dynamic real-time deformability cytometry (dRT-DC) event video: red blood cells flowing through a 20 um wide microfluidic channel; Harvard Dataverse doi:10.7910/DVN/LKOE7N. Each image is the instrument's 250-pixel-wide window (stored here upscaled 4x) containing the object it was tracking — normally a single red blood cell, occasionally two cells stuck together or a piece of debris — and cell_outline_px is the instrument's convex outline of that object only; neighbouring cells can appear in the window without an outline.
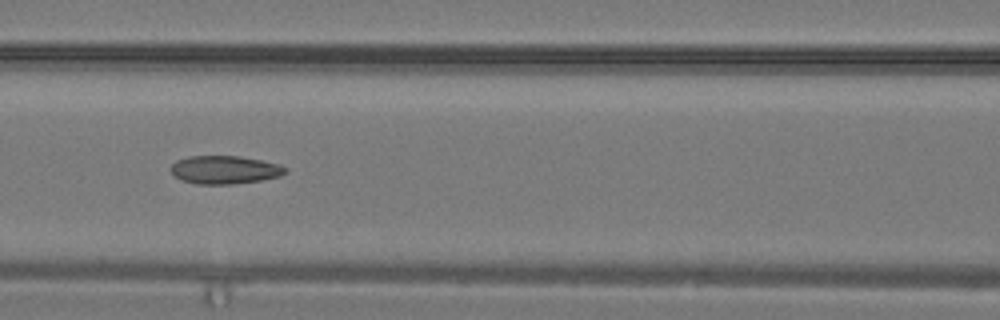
{"species": "common noctule bat (a hibernating species)", "species_latin": "Nyctalus noctula", "temperature_condition": "warm", "stored_images_in_passage": 31, "camera_frame_rate_fps": 3000, "um_per_image_px": 0.085, "animal": {"sex": "male", "body_mass_g": 19.2, "forearm_length_mm": 51.8}, "frame": {"image": 1, "passage_image": 14, "time_ms": 4.333, "image_size_px": [1000, 320], "cell_outline_px": [[288, 172], [280, 176], [260, 180], [232, 184], [196, 184], [180, 180], [172, 172], [172, 164], [176, 160], [188, 156], [240, 156], [280, 164], [288, 168]], "centroid_in_image_um": [19.12, 14.43], "position_along_channel_um": 147.5, "area_um2": 18.84}}
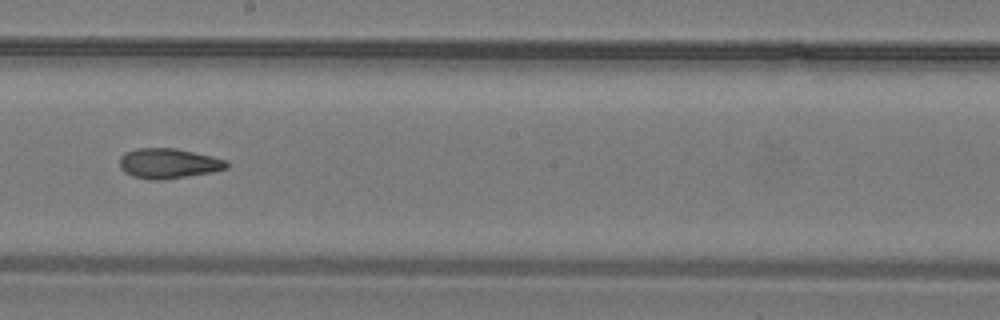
{"frame": {"image": 2, "passage_image": 18, "time_ms": 5.667, "image_size_px": [1000, 320], "cell_outline_px": [[228, 168], [212, 172], [164, 180], [152, 180], [132, 176], [124, 172], [120, 168], [120, 156], [124, 152], [136, 148], [176, 148], [228, 160]], "centroid_in_image_um": [14.3, 13.89], "position_along_channel_um": 233.9, "area_um2": 18.9}}
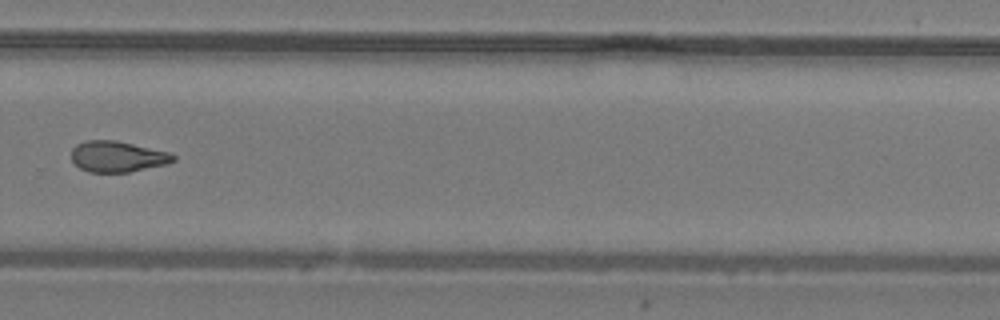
{"frame": {"image": 3, "passage_image": 22, "time_ms": 7.0, "image_size_px": [1000, 320], "cell_outline_px": [[176, 160], [168, 164], [128, 172], [88, 172], [80, 168], [72, 160], [72, 148], [76, 144], [88, 140], [116, 140], [172, 152], [176, 156]], "centroid_in_image_um": [10.03, 13.3], "position_along_channel_um": 319.8, "area_um2": 18.55}}